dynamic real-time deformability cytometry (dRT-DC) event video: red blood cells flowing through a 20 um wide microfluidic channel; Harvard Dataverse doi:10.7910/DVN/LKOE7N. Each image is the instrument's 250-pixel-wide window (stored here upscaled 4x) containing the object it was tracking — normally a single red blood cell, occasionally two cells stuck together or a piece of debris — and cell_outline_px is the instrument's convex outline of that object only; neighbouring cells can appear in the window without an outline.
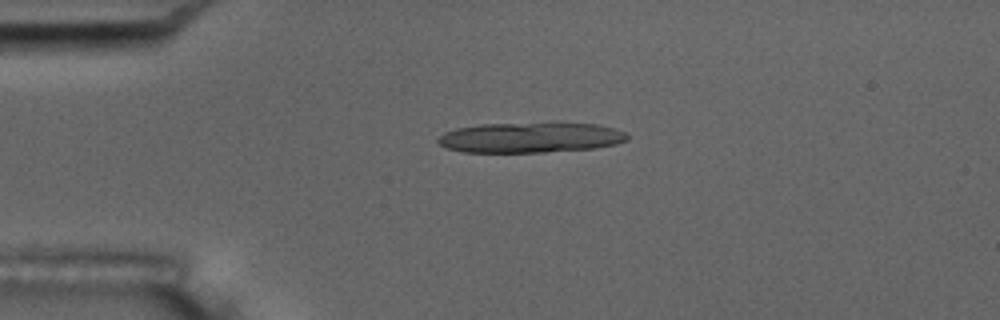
{"species": "common noctule bat (a hibernating species)", "species_latin": "Nyctalus noctula", "temperature_condition": "room temperature", "stored_images_in_passage": 6, "camera_frame_rate_fps": 3000, "um_per_image_px": 0.085, "animal": {"sex": "male", "body_mass_g": 17.5, "forearm_length_mm": 52.3}, "frame": {"image": 1, "passage_image": 4, "time_ms": 3.333, "image_size_px": [1000, 320], "cell_outline_px": [[628, 140], [616, 144], [596, 148], [544, 152], [464, 152], [444, 148], [436, 140], [444, 132], [456, 128], [480, 124], [556, 120], [596, 124], [612, 128], [624, 132], [628, 136]], "centroid_in_image_um": [45.1, 11.65], "position_along_channel_um": 39.9, "area_um2": 34.68}}